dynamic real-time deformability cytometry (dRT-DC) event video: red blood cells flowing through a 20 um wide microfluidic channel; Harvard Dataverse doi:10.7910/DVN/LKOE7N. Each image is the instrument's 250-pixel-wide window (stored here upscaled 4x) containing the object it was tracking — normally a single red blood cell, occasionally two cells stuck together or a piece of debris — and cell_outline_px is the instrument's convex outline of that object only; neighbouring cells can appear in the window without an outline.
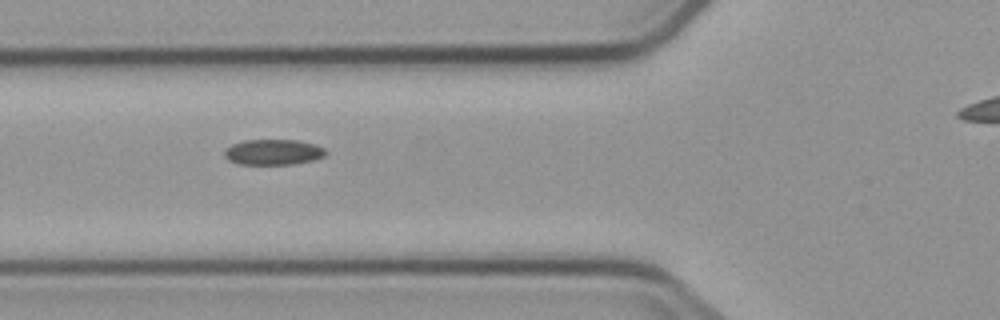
{"species": "common noctule bat (a hibernating species)", "species_latin": "Nyctalus noctula", "temperature_condition": "cold", "stored_images_in_passage": 5, "segment_of_instrument_passage": [1, 2], "camera_frame_rate_fps": 3000, "um_per_image_px": 0.085, "animal": {"sex": "male", "body_mass_g": 23.1, "forearm_length_mm": 52.7}, "frame": {"image": 1, "passage_image": 2, "time_ms": 1.0, "image_size_px": [1000, 320], "cell_outline_px": [[328, 152], [324, 156], [312, 160], [292, 164], [240, 164], [228, 160], [224, 156], [224, 148], [232, 144], [244, 140], [300, 140], [324, 148]], "centroid_in_image_um": [23.19, 12.92], "position_along_channel_um": 102.6, "area_um2": 15.09}}
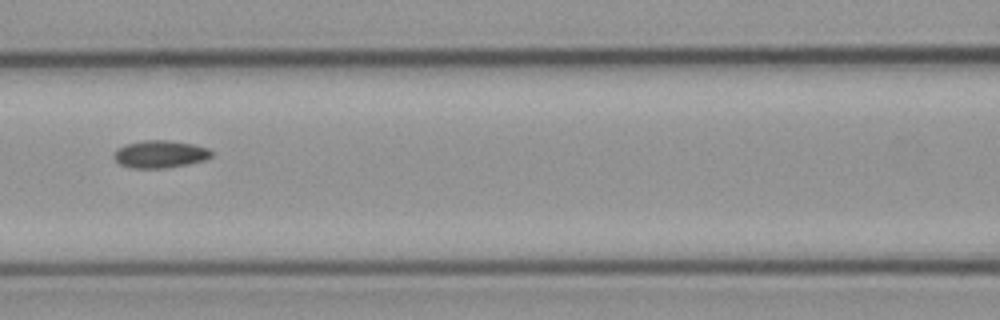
{"frame": {"image": 2, "passage_image": 3, "time_ms": 2.333, "image_size_px": [1000, 320], "cell_outline_px": [[212, 156], [204, 160], [188, 164], [164, 168], [132, 168], [120, 164], [112, 156], [124, 144], [144, 140], [168, 140], [192, 144], [208, 148], [212, 152]], "centroid_in_image_um": [13.61, 13.1], "position_along_channel_um": 153.0, "area_um2": 15.49}}
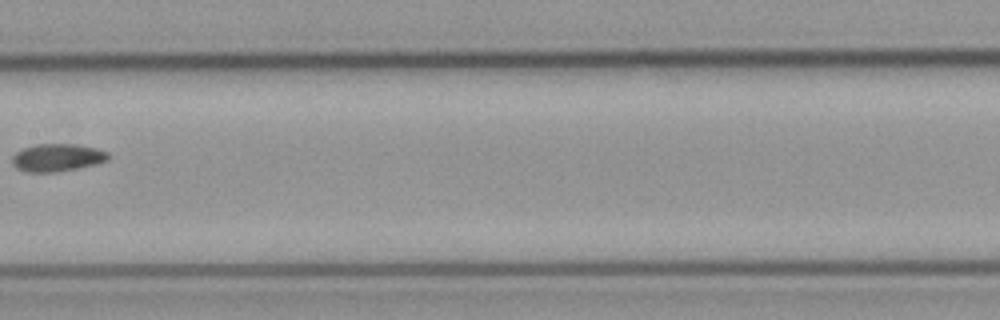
{"frame": {"image": 3, "passage_image": 4, "time_ms": 3.667, "image_size_px": [1000, 320], "cell_outline_px": [[108, 160], [96, 164], [56, 172], [28, 172], [16, 168], [12, 164], [12, 156], [16, 152], [24, 148], [36, 144], [72, 144], [96, 148], [108, 152]], "centroid_in_image_um": [4.84, 13.4], "position_along_channel_um": 202.6, "area_um2": 15.37}}